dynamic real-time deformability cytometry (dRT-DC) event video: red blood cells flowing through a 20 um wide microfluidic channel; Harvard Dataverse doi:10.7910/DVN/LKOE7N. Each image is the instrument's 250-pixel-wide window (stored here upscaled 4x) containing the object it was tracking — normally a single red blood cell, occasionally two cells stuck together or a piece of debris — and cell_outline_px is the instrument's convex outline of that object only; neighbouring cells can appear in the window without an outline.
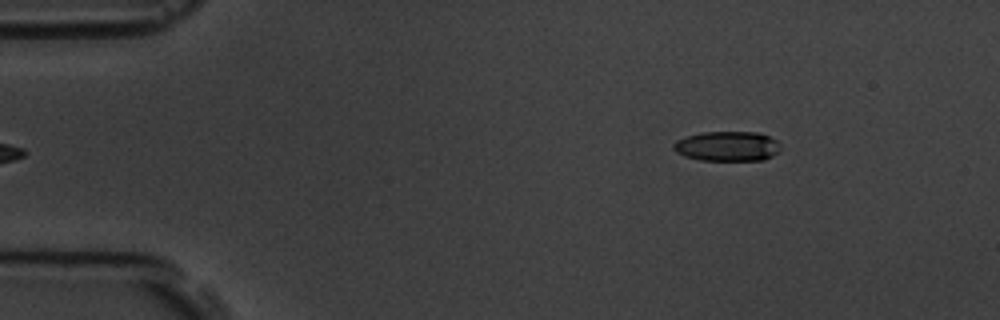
{"species": "common noctule bat (a hibernating species)", "species_latin": "Nyctalus noctula", "temperature_condition": "room temperature", "stored_images_in_passage": 5, "camera_frame_rate_fps": 3000, "um_per_image_px": 0.085, "animal": {"sex": "male", "body_mass_g": 19.5, "forearm_length_mm": 54.6}, "frame": {"image": 1, "passage_image": 5, "time_ms": 5.667, "image_size_px": [1000, 320], "cell_outline_px": [[780, 152], [764, 160], [700, 160], [684, 156], [676, 152], [672, 148], [672, 144], [676, 140], [688, 136], [704, 132], [760, 132], [776, 140]], "centroid_in_image_um": [61.81, 12.43], "position_along_channel_um": 23.2, "area_um2": 18.61}}